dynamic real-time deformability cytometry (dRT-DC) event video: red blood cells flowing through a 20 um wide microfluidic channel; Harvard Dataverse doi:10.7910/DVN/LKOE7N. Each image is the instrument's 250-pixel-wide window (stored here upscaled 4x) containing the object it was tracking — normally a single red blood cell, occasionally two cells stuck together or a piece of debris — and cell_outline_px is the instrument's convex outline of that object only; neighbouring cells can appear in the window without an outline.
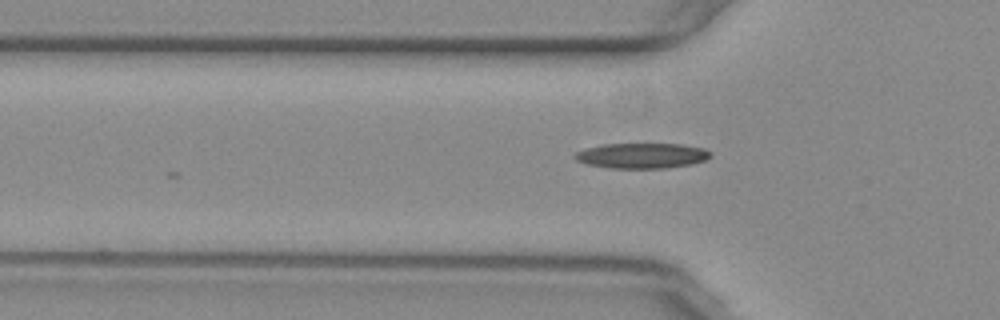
{"species": "common noctule bat (a hibernating species)", "species_latin": "Nyctalus noctula", "temperature_condition": "warm", "stored_images_in_passage": 22, "camera_frame_rate_fps": 3000, "um_per_image_px": 0.085, "animal": {"sex": "female", "body_mass_g": 29.2, "forearm_length_mm": 56.3}, "frame": {"image": 1, "passage_image": 7, "time_ms": 2.0, "image_size_px": [1000, 320], "cell_outline_px": [[712, 156], [704, 160], [692, 164], [664, 168], [608, 168], [588, 164], [576, 160], [572, 156], [576, 152], [584, 148], [604, 144], [680, 144], [704, 148], [712, 152]], "centroid_in_image_um": [54.55, 13.23], "position_along_channel_um": 71.3, "area_um2": 20.06}}
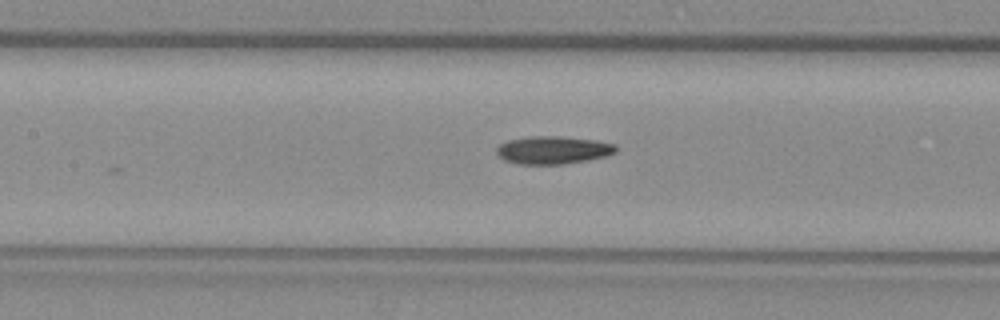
{"frame": {"image": 2, "passage_image": 14, "time_ms": 4.333, "image_size_px": [1000, 320], "cell_outline_px": [[616, 152], [608, 156], [588, 160], [564, 164], [516, 164], [504, 160], [496, 152], [496, 148], [500, 144], [508, 140], [528, 136], [560, 136], [596, 140], [616, 144]], "centroid_in_image_um": [47.02, 12.75], "position_along_channel_um": 160.4, "area_um2": 19.54}}
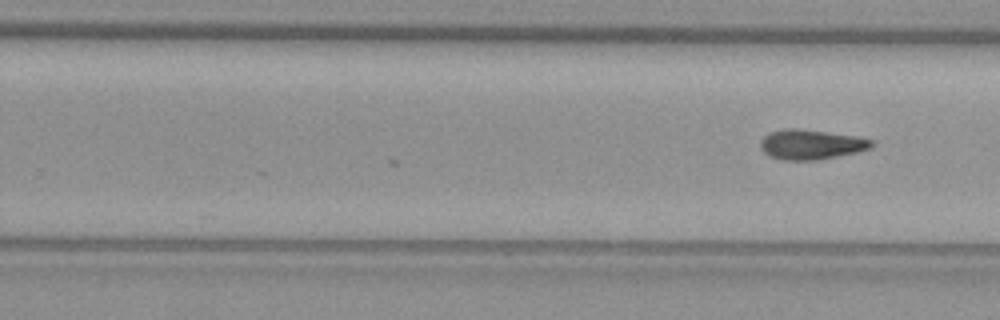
{"frame": {"image": 3, "passage_image": 22, "time_ms": 7.0, "image_size_px": [1000, 320], "cell_outline_px": [[876, 144], [872, 148], [856, 152], [820, 160], [780, 160], [768, 156], [760, 148], [760, 140], [764, 136], [772, 132], [792, 128], [856, 136], [872, 140]], "centroid_in_image_um": [68.94, 12.31], "position_along_channel_um": 260.9, "area_um2": 19.25}}